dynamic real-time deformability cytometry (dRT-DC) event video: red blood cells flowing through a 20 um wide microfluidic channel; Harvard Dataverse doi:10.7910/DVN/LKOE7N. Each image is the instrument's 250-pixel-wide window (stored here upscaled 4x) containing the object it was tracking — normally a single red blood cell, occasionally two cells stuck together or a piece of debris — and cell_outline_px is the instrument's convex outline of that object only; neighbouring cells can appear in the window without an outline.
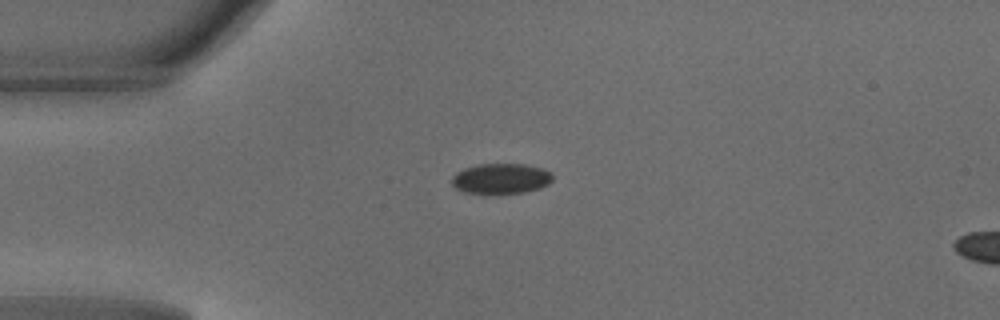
{"species": "common noctule bat (a hibernating species)", "species_latin": "Nyctalus noctula", "temperature_condition": "warm", "stored_images_in_passage": 4, "camera_frame_rate_fps": 3000, "um_per_image_px": 0.085, "animal": {"sex": "male", "body_mass_g": 18.8}, "frame": {"image": 1, "passage_image": 1, "time_ms": 0.0, "image_size_px": [1000, 320], "cell_outline_px": [[552, 180], [548, 184], [540, 188], [524, 192], [496, 196], [484, 196], [464, 192], [456, 188], [452, 184], [452, 176], [456, 172], [464, 168], [480, 164], [524, 164], [544, 168], [552, 172]], "centroid_in_image_um": [42.57, 15.22], "position_along_channel_um": 42.4, "area_um2": 18.61}}